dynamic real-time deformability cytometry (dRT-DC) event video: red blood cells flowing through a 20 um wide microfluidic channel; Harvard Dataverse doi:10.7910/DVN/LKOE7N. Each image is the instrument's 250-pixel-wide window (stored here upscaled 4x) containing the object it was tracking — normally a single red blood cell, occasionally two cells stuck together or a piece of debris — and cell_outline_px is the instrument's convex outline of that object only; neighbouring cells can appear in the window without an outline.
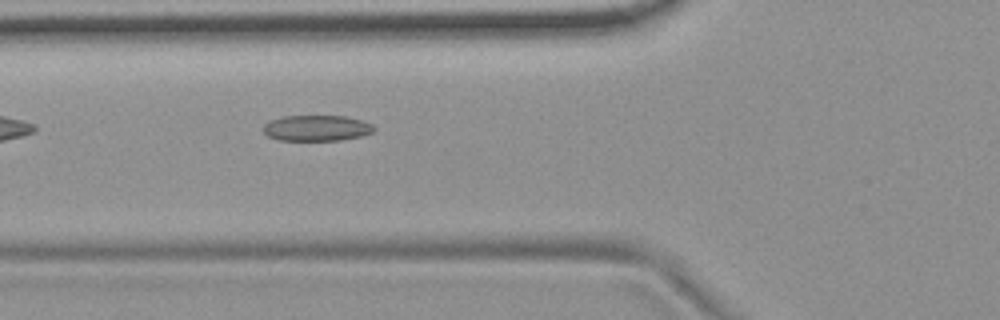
{"species": "common noctule bat (a hibernating species)", "species_latin": "Nyctalus noctula", "temperature_condition": "room temperature", "stored_images_in_passage": 6, "camera_frame_rate_fps": 3000, "um_per_image_px": 0.085, "animal": {"sex": "female", "body_mass_g": 19.9}, "frame": {"image": 1, "passage_image": 6, "time_ms": 6.0, "image_size_px": [1000, 320], "cell_outline_px": [[376, 128], [372, 132], [360, 136], [340, 140], [280, 140], [268, 136], [264, 132], [264, 124], [268, 120], [284, 116], [344, 116], [360, 120], [372, 124]], "centroid_in_image_um": [26.89, 10.88], "position_along_channel_um": 98.9, "area_um2": 16.53}}